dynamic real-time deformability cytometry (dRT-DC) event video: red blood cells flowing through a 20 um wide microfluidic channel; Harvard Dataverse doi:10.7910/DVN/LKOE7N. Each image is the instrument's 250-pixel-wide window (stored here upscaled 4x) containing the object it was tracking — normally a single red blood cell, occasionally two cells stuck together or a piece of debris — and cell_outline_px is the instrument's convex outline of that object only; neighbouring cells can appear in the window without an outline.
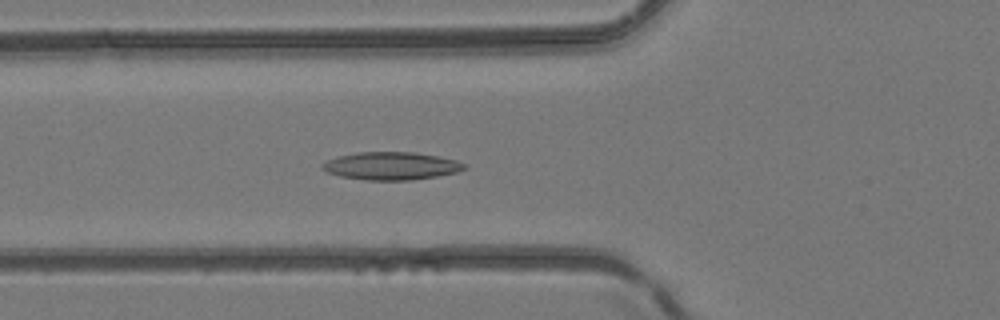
{"species": "common noctule bat (a hibernating species)", "species_latin": "Nyctalus noctula", "temperature_condition": "room temperature", "stored_images_in_passage": 29, "camera_frame_rate_fps": 3000, "um_per_image_px": 0.085, "animal": {"sex": "female", "body_mass_g": 24.6, "forearm_length_mm": 56.2}, "frame": {"image": 1, "passage_image": 18, "time_ms": 5.667, "image_size_px": [1000, 320], "cell_outline_px": [[468, 168], [456, 172], [436, 176], [412, 180], [368, 180], [340, 176], [328, 172], [320, 168], [320, 164], [328, 160], [340, 156], [356, 152], [416, 152], [456, 160], [464, 164]], "centroid_in_image_um": [33.24, 14.1], "position_along_channel_um": 92.6, "area_um2": 22.89}}
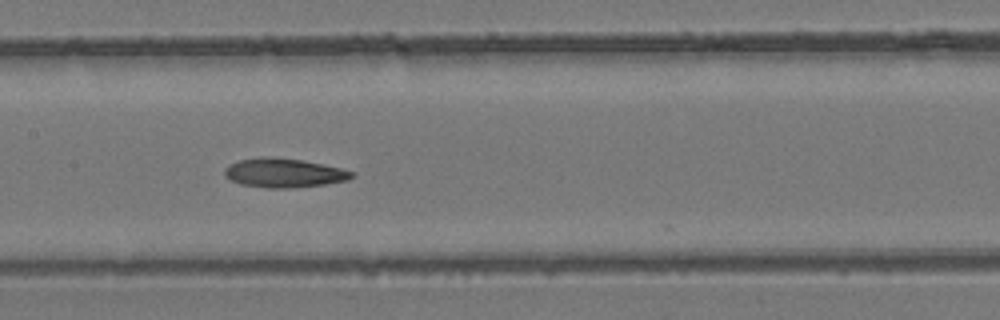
{"frame": {"image": 2, "passage_image": 24, "time_ms": 7.667, "image_size_px": [1000, 320], "cell_outline_px": [[352, 176], [348, 180], [324, 184], [296, 188], [268, 188], [240, 184], [224, 176], [224, 168], [228, 164], [240, 160], [260, 156], [264, 156], [300, 160], [340, 168], [352, 172]], "centroid_in_image_um": [24.06, 14.7], "position_along_channel_um": 183.3, "area_um2": 21.39}}
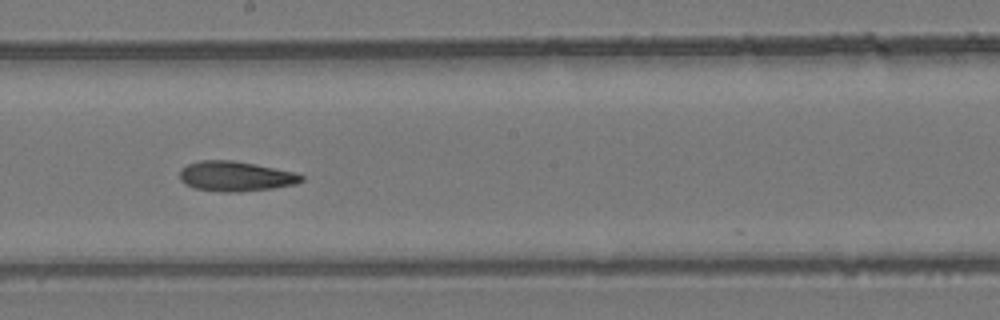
{"frame": {"image": 3, "passage_image": 27, "time_ms": 8.667, "image_size_px": [1000, 320], "cell_outline_px": [[304, 180], [296, 184], [272, 188], [240, 192], [224, 192], [196, 188], [184, 184], [180, 180], [180, 172], [188, 164], [200, 160], [232, 160], [256, 164], [292, 172], [304, 176]], "centroid_in_image_um": [20.02, 14.98], "position_along_channel_um": 228.2, "area_um2": 21.1}}